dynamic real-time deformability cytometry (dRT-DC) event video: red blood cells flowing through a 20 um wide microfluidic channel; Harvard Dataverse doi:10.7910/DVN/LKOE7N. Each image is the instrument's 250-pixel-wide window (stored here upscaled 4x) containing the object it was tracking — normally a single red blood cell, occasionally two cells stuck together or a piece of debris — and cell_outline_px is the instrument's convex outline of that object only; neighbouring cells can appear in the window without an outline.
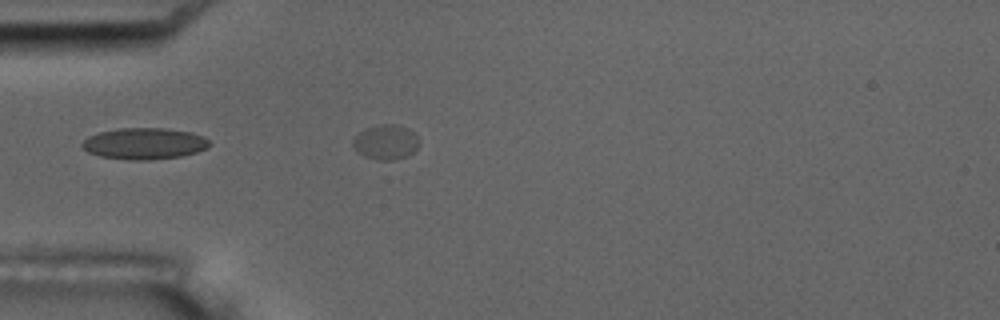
{"species": "common noctule bat (a hibernating species)", "species_latin": "Nyctalus noctula", "temperature_condition": "room temperature", "stored_images_in_passage": 4, "camera_frame_rate_fps": 3000, "um_per_image_px": 0.085, "animal": {"sex": "male", "body_mass_g": 17.5, "forearm_length_mm": 52.3}, "frame": {"image": 1, "passage_image": 3, "time_ms": 0.667, "image_size_px": [1000, 320], "cell_outline_px": [[212, 144], [208, 148], [196, 152], [180, 156], [148, 160], [128, 160], [100, 156], [88, 152], [80, 144], [88, 136], [100, 132], [116, 128], [164, 128], [192, 132], [204, 136]], "centroid_in_image_um": [12.28, 12.2], "position_along_channel_um": 72.7, "area_um2": 23.41}}